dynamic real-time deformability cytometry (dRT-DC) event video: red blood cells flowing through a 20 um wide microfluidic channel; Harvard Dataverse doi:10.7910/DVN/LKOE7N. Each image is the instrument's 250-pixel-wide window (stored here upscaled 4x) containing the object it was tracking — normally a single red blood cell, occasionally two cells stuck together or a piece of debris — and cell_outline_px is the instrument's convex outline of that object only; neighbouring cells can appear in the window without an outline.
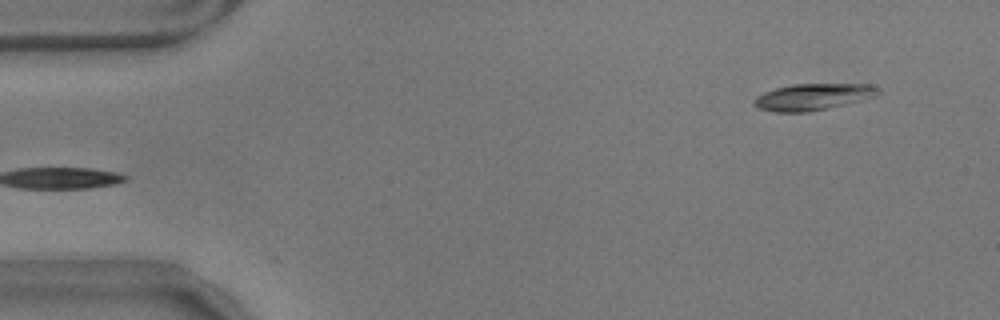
{"species": "common noctule bat (a hibernating species)", "species_latin": "Nyctalus noctula", "temperature_condition": "warm", "stored_images_in_passage": 8, "camera_frame_rate_fps": 3000, "um_per_image_px": 0.085, "animal": {"sex": "male", "body_mass_g": 17.9}, "frame": {"image": 1, "passage_image": 1, "time_ms": 0.0, "image_size_px": [1000, 320], "cell_outline_px": [[880, 92], [876, 96], [844, 104], [808, 112], [776, 112], [756, 108], [752, 104], [756, 96], [764, 92], [776, 88], [792, 84], [872, 84], [880, 88]], "centroid_in_image_um": [69.08, 8.23], "position_along_channel_um": 15.9, "area_um2": 19.19}}